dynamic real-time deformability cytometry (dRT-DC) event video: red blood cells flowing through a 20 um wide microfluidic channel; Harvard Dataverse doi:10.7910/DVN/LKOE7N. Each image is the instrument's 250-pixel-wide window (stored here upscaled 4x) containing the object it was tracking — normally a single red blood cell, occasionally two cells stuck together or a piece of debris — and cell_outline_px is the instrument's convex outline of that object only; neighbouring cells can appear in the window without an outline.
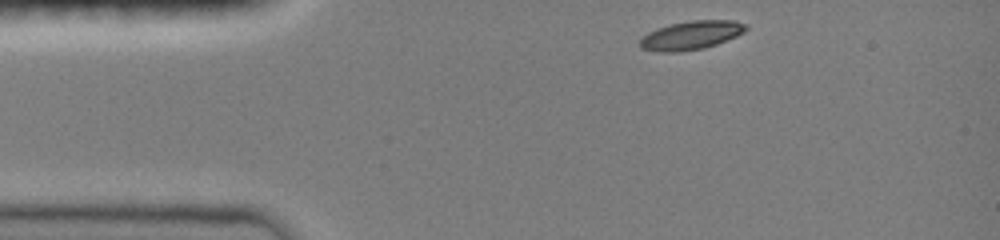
{"species": "common noctule bat (a hibernating species)", "species_latin": "Nyctalus noctula", "temperature_condition": "room temperature", "stored_images_in_passage": 15, "camera_frame_rate_fps": 3000, "um_per_image_px": 0.085, "animal": {"sex": "female", "body_mass_g": 19.0, "forearm_length_mm": 51.5}, "frame": {"image": 1, "passage_image": 1, "time_ms": 0.0, "image_size_px": [1000, 240], "cell_outline_px": [[748, 28], [744, 32], [736, 36], [716, 44], [704, 48], [680, 52], [660, 52], [640, 48], [640, 36], [656, 28], [668, 24], [692, 20], [736, 20], [748, 24]], "centroid_in_image_um": [58.73, 2.99], "position_along_channel_um": 26.3, "area_um2": 17.98}}
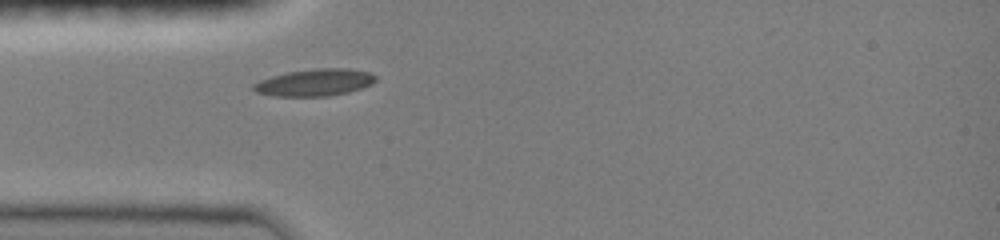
{"frame": {"image": 2, "passage_image": 9, "time_ms": 2.0, "image_size_px": [1000, 240], "cell_outline_px": [[376, 80], [372, 84], [348, 92], [328, 96], [272, 96], [256, 92], [252, 88], [252, 84], [260, 80], [272, 76], [288, 72], [316, 68], [348, 68], [368, 72], [376, 76]], "centroid_in_image_um": [26.73, 7.01], "position_along_channel_um": 58.3, "area_um2": 19.19}}
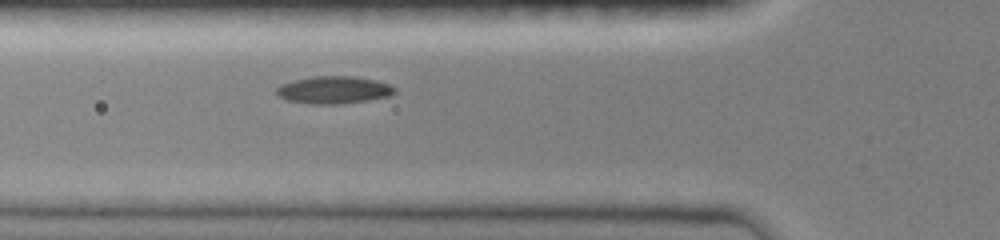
{"frame": {"image": 3, "passage_image": 13, "time_ms": 3.0, "image_size_px": [1000, 240], "cell_outline_px": [[396, 92], [388, 96], [368, 100], [340, 104], [312, 104], [284, 100], [276, 96], [276, 88], [280, 84], [292, 80], [312, 76], [356, 76], [376, 80], [388, 84], [396, 88]], "centroid_in_image_um": [28.32, 7.64], "position_along_channel_um": 97.5, "area_um2": 19.19}}